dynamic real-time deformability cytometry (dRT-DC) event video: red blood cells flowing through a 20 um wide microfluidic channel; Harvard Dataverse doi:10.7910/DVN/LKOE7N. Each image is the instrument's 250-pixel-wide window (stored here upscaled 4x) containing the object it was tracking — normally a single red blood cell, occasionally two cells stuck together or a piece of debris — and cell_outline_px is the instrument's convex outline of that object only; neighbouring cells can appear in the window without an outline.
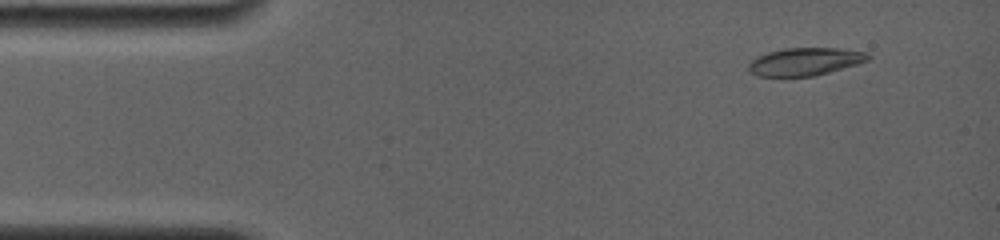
{"species": "common noctule bat (a hibernating species)", "species_latin": "Nyctalus noctula", "temperature_condition": "room temperature", "stored_images_in_passage": 5, "camera_frame_rate_fps": 4000, "um_per_image_px": 0.085, "animal": {"sex": "female", "body_mass_g": 19.0, "forearm_length_mm": 56.7}, "frame": {"image": 1, "passage_image": 2, "time_ms": 0.75, "image_size_px": [1000, 240], "cell_outline_px": [[872, 56], [868, 60], [856, 64], [828, 72], [812, 76], [756, 76], [748, 68], [748, 64], [756, 56], [768, 52], [784, 48], [836, 48], [868, 52]], "centroid_in_image_um": [68.42, 5.22], "position_along_channel_um": 16.6, "area_um2": 19.19}}
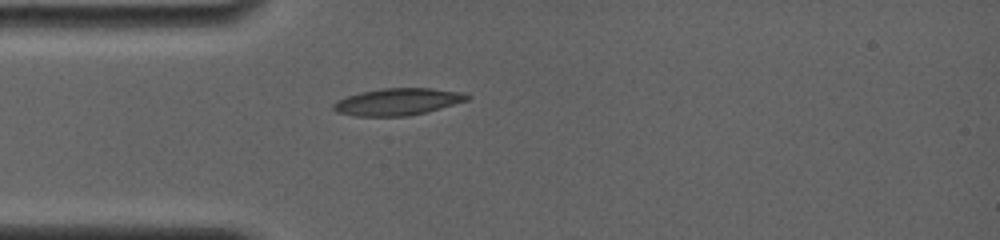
{"frame": {"image": 2, "passage_image": 5, "time_ms": 3.75, "image_size_px": [1000, 240], "cell_outline_px": [[472, 96], [468, 100], [424, 112], [408, 116], [356, 116], [336, 112], [332, 108], [332, 104], [336, 100], [360, 92], [380, 88], [428, 88], [464, 92]], "centroid_in_image_um": [33.77, 8.64], "position_along_channel_um": 51.2, "area_um2": 20.98}}